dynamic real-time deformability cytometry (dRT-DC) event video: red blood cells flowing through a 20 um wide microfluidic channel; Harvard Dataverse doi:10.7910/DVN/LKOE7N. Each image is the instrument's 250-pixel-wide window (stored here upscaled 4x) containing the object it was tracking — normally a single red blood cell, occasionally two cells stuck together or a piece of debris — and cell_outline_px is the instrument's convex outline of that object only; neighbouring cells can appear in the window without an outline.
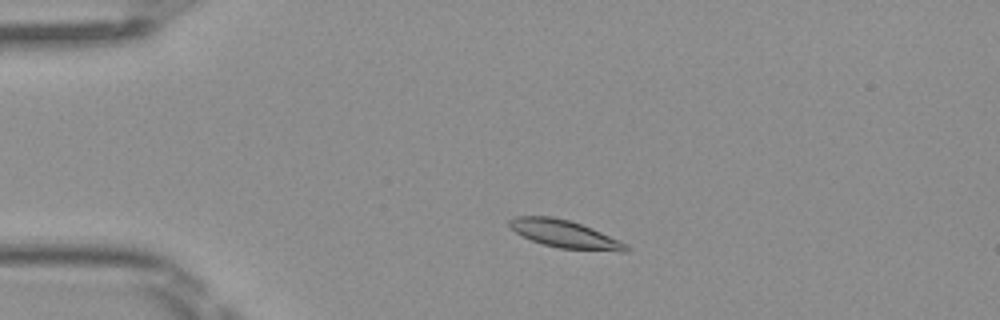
{"species": "Egyptian fruit bat (a non-hibernating species)", "species_latin": "Rousettus aegyptiacus", "temperature_condition": "room temperature", "stored_images_in_passage": 4, "camera_frame_rate_fps": 3000, "um_per_image_px": 0.085, "frame": {"image": 1, "passage_image": 2, "time_ms": 0.333, "image_size_px": [1000, 320], "cell_outline_px": [[628, 252], [620, 252], [560, 248], [544, 244], [532, 240], [516, 232], [508, 224], [508, 220], [516, 216], [552, 216], [568, 220], [592, 228], [620, 240], [628, 244]], "centroid_in_image_um": [48.04, 19.9], "position_along_channel_um": 37.0, "area_um2": 18.67}}
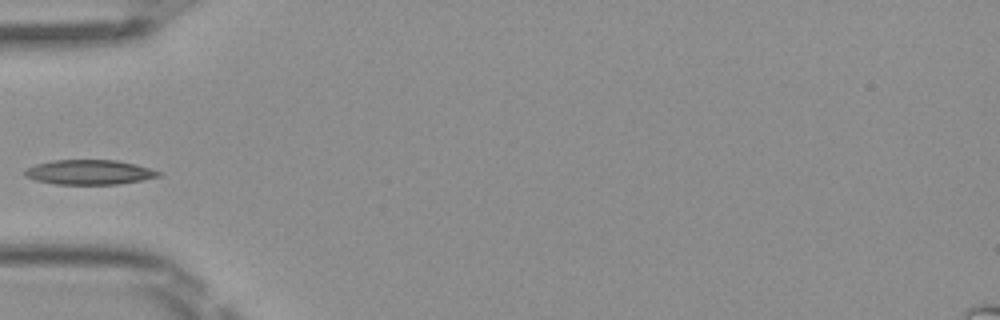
{"frame": {"image": 2, "passage_image": 4, "time_ms": 1.0, "image_size_px": [1000, 320], "cell_outline_px": [[164, 172], [160, 176], [140, 180], [116, 184], [56, 184], [36, 180], [24, 176], [24, 172], [28, 168], [36, 164], [52, 160], [116, 160], [136, 164]], "centroid_in_image_um": [7.61, 14.63], "position_along_channel_um": 77.4, "area_um2": 19.19}}